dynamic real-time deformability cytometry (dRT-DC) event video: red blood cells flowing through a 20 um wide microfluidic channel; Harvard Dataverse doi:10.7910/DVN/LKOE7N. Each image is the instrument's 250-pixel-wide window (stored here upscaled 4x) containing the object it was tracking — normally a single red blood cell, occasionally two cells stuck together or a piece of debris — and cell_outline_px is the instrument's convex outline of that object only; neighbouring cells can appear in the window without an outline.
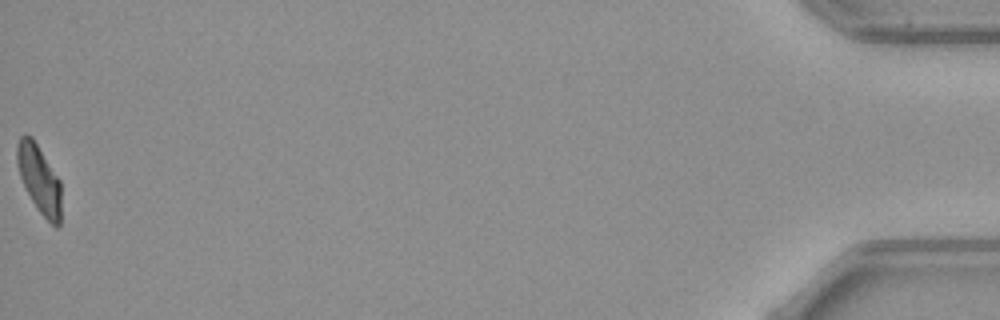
{"species": "common noctule bat (a hibernating species)", "species_latin": "Nyctalus noctula", "temperature_condition": "warm", "stored_images_in_passage": 40, "camera_frame_rate_fps": 3000, "um_per_image_px": 0.085, "animal": {"sex": "female", "body_mass_g": 21.9}, "frame": {"image": 1, "passage_image": 40, "time_ms": 13.0, "image_size_px": [1000, 320], "cell_outline_px": [[60, 224], [56, 228], [36, 208], [20, 176], [16, 160], [16, 148], [20, 136], [24, 132], [32, 136], [60, 180]], "centroid_in_image_um": [3.32, 15.18], "position_along_channel_um": 431.9, "area_um2": 17.4}, "authors_computed_cell_mechanics": {"area_um2": 19.2185, "velocity_mm_per_s": 3.7996, "shape_relaxation_time_tau1_ms": 5.7603, "shape_relaxation_time_tau2_ms": 5.851, "deformation_change_tau1": 0.1757, "deformation_change_tau2": 0.1266}}